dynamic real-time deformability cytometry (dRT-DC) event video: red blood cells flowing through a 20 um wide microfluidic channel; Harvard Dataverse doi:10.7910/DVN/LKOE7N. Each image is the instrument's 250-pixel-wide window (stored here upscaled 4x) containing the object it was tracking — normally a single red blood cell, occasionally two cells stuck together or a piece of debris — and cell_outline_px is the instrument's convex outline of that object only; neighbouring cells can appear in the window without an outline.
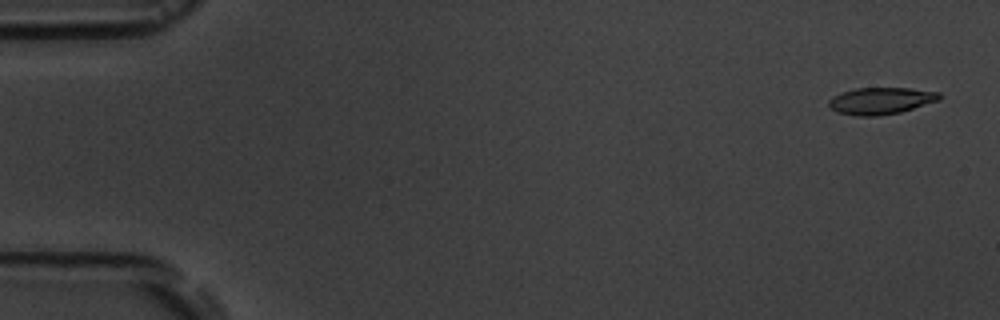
{"species": "common noctule bat (a hibernating species)", "species_latin": "Nyctalus noctula", "temperature_condition": "room temperature", "stored_images_in_passage": 4, "camera_frame_rate_fps": 3000, "um_per_image_px": 0.085, "animal": {"sex": "male", "body_mass_g": 19.5, "forearm_length_mm": 54.6}, "frame": {"image": 1, "passage_image": 1, "time_ms": 0.0, "image_size_px": [1000, 320], "cell_outline_px": [[944, 96], [940, 100], [900, 112], [876, 116], [856, 116], [836, 112], [828, 104], [828, 100], [832, 96], [840, 92], [856, 88], [908, 88], [940, 92]], "centroid_in_image_um": [74.87, 8.56], "position_along_channel_um": 10.1, "area_um2": 17.46}}